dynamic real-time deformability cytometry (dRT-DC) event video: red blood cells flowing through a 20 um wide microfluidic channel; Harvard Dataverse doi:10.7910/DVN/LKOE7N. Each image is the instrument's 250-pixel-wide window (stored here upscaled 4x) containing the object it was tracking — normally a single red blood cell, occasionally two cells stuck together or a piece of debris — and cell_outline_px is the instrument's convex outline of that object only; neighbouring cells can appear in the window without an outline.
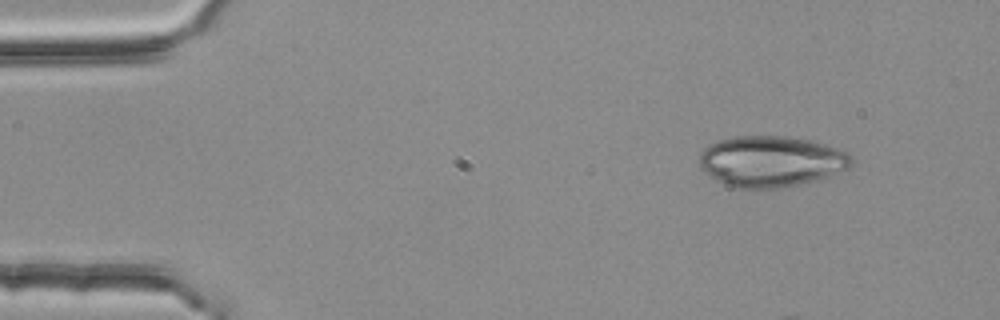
{"species": "common noctule bat (a hibernating species)", "species_latin": "Nyctalus noctula", "temperature_condition": "room temperature", "stored_images_in_passage": 4, "camera_frame_rate_fps": 3000, "um_per_image_px": 0.085, "animal": {"sex": "female", "body_mass_g": 25.1}, "frame": {"image": 1, "passage_image": 1, "time_ms": 0.0, "image_size_px": [1000, 320], "cell_outline_px": [[856, 160], [848, 168], [820, 180], [800, 184], [776, 188], [728, 188], [704, 172], [700, 168], [696, 160], [700, 152], [704, 148], [720, 140], [736, 136], [784, 136], [812, 140], [840, 148], [848, 152]], "centroid_in_image_um": [65.55, 13.72], "position_along_channel_um": 19.5, "area_um2": 45.95}}